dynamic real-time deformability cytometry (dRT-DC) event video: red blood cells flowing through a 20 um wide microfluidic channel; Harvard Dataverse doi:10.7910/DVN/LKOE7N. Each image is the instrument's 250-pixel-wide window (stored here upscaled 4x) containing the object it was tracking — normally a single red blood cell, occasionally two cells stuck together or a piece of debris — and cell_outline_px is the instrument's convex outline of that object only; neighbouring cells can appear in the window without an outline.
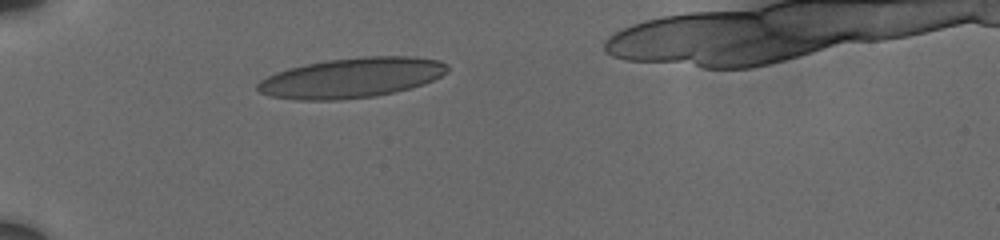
{"species": "human", "species_latin": "Homo sapiens", "temperature_condition": "cold", "stored_images_in_passage": 21, "camera_frame_rate_fps": 3000, "um_per_image_px": 0.085, "donor": {"sex": "male"}, "frame": {"image": 1, "passage_image": 1, "time_ms": 0.0, "image_size_px": [1000, 240], "cell_outline_px": [[448, 72], [432, 80], [396, 92], [376, 96], [332, 100], [300, 100], [272, 96], [260, 92], [256, 88], [256, 84], [260, 80], [276, 72], [288, 68], [304, 64], [328, 60], [360, 56], [412, 56], [440, 60], [448, 64]], "centroid_in_image_um": [29.89, 6.6], "position_along_channel_um": 55.1, "area_um2": 44.22}}
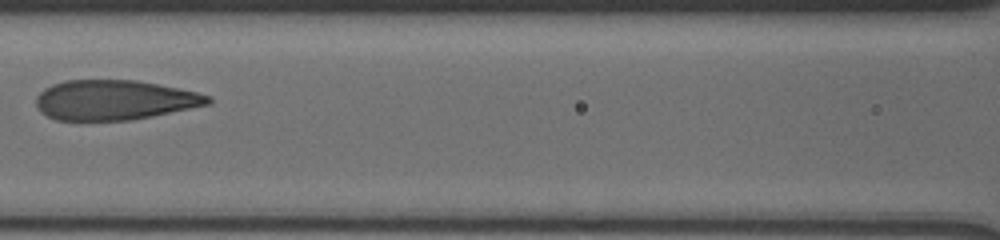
{"frame": {"image": 2, "passage_image": 10, "time_ms": 3.333, "image_size_px": [1000, 240], "cell_outline_px": [[212, 100], [208, 104], [152, 116], [132, 120], [56, 120], [40, 112], [36, 104], [36, 96], [44, 88], [52, 84], [64, 80], [136, 80], [196, 92], [212, 96]], "centroid_in_image_um": [9.68, 8.5], "position_along_channel_um": 156.9, "area_um2": 39.77}}
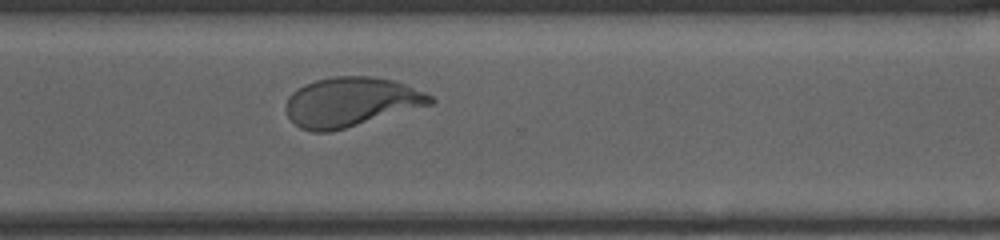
{"frame": {"image": 3, "passage_image": 21, "time_ms": 8.333, "image_size_px": [1000, 240], "cell_outline_px": [[436, 100], [432, 104], [332, 132], [312, 132], [300, 128], [288, 116], [288, 96], [292, 92], [304, 84], [316, 80], [332, 76], [372, 76], [392, 80], [404, 84], [424, 92], [432, 96]], "centroid_in_image_um": [29.84, 8.67], "position_along_channel_um": 340.8, "area_um2": 41.33}}